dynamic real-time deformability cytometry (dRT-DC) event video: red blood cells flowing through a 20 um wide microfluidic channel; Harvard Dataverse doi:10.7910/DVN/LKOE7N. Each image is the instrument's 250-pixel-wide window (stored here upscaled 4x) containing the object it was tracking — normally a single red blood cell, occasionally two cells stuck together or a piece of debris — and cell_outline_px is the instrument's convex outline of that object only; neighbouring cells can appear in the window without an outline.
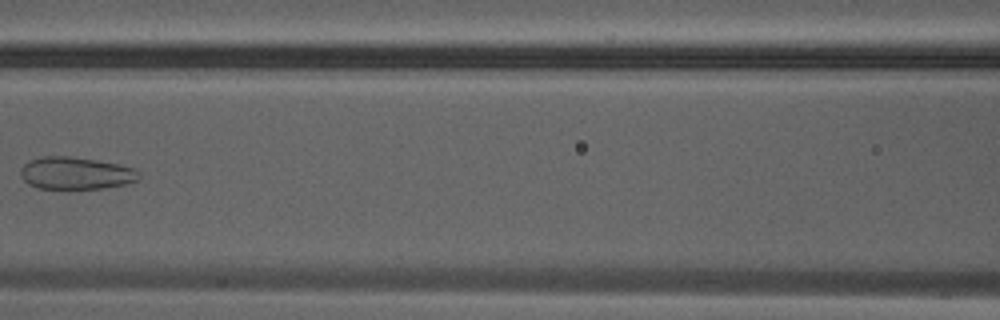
{"species": "Egyptian fruit bat (a non-hibernating species)", "species_latin": "Rousettus aegyptiacus", "temperature_condition": "warm", "stored_images_in_passage": 31, "camera_frame_rate_fps": 3000, "um_per_image_px": 0.085, "animal": {"sex": "male"}, "frame": {"image": 1, "passage_image": 14, "time_ms": 4.333, "image_size_px": [1000, 320], "cell_outline_px": [[140, 176], [136, 180], [124, 184], [100, 188], [40, 188], [28, 184], [20, 176], [20, 168], [28, 160], [44, 156], [68, 156], [96, 160], [116, 164], [132, 168], [140, 172]], "centroid_in_image_um": [6.39, 14.71], "position_along_channel_um": 160.2, "area_um2": 22.02}}